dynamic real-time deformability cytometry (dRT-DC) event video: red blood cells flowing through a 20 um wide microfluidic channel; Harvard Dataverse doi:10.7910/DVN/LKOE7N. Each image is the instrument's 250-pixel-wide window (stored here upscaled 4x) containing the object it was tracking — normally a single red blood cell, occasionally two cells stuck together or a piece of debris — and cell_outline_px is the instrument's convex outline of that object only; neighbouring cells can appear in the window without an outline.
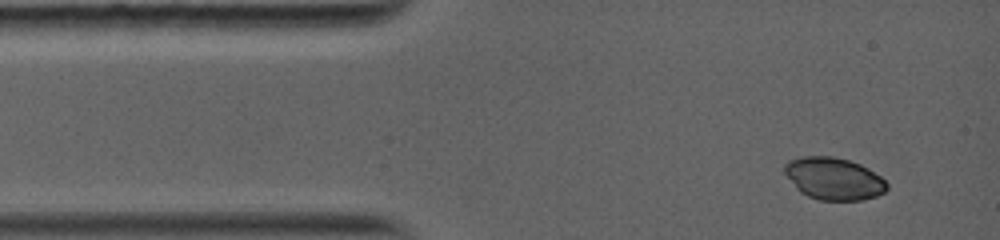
{"species": "common noctule bat (a hibernating species)", "species_latin": "Nyctalus noctula", "temperature_condition": "warm", "stored_images_in_passage": 45, "camera_frame_rate_fps": 5000, "um_per_image_px": 0.085, "animal": {"sex": "female", "body_mass_g": 19.0, "forearm_length_mm": 56.7}, "frame": {"image": 1, "passage_image": 2, "time_ms": 0.4, "image_size_px": [1000, 240], "cell_outline_px": [[888, 188], [884, 192], [876, 196], [864, 200], [820, 200], [808, 196], [800, 192], [796, 188], [784, 172], [784, 164], [788, 160], [800, 156], [832, 156], [848, 160], [860, 164], [868, 168], [880, 176], [888, 184]], "centroid_in_image_um": [70.86, 15.18], "position_along_channel_um": 14.1, "area_um2": 25.26}}
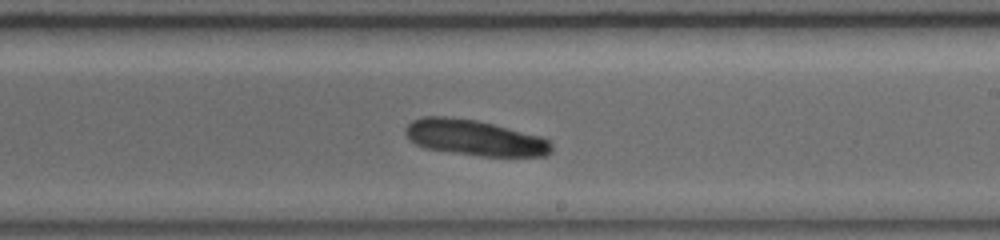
{"frame": {"image": 2, "passage_image": 24, "time_ms": 7.4, "image_size_px": [1000, 240], "cell_outline_px": [[552, 152], [544, 156], [480, 156], [424, 148], [408, 140], [404, 132], [404, 128], [412, 120], [420, 116], [444, 116], [476, 120], [544, 136], [552, 144]], "centroid_in_image_um": [40.33, 11.7], "position_along_channel_um": 248.7, "area_um2": 30.75}}
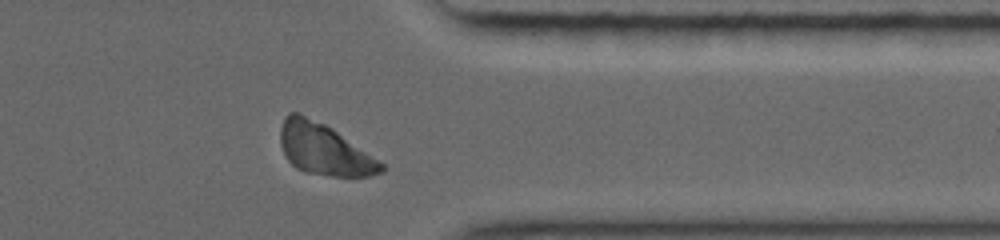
{"frame": {"image": 3, "passage_image": 40, "time_ms": 10.8, "image_size_px": [1000, 240], "cell_outline_px": [[384, 172], [368, 176], [332, 176], [304, 172], [296, 168], [288, 160], [280, 144], [280, 128], [284, 116], [288, 112], [300, 112], [332, 128], [380, 160], [384, 164]], "centroid_in_image_um": [27.54, 12.68], "position_along_channel_um": 383.9, "area_um2": 30.29}}